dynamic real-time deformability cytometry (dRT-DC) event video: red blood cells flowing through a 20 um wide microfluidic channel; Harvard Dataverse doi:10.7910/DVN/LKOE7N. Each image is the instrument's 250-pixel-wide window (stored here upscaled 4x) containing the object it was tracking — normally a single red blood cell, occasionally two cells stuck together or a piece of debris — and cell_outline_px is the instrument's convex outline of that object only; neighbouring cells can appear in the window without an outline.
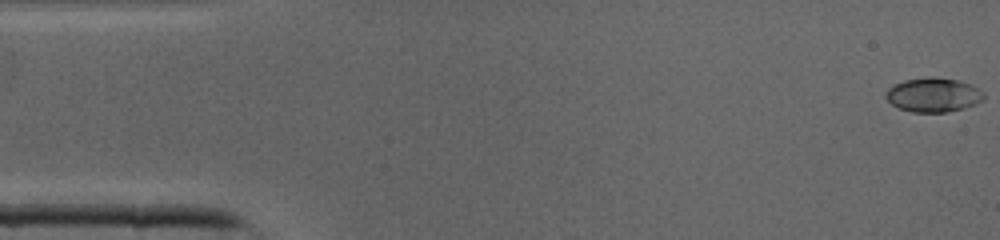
{"species": "common noctule bat (a hibernating species)", "species_latin": "Nyctalus noctula", "temperature_condition": "cold", "stored_images_in_passage": 42, "camera_frame_rate_fps": 3000, "um_per_image_px": 0.085, "animal": {"sex": "male", "body_mass_g": 19.0, "forearm_length_mm": 50.8}, "frame": {"image": 1, "passage_image": 1, "time_ms": 0.0, "image_size_px": [1000, 240], "cell_outline_px": [[984, 96], [976, 104], [964, 108], [948, 112], [912, 112], [900, 108], [892, 104], [884, 96], [888, 88], [892, 84], [904, 80], [928, 76], [932, 76], [956, 80], [968, 84], [976, 88]], "centroid_in_image_um": [79.26, 8.06], "position_along_channel_um": 5.7, "area_um2": 19.36}}
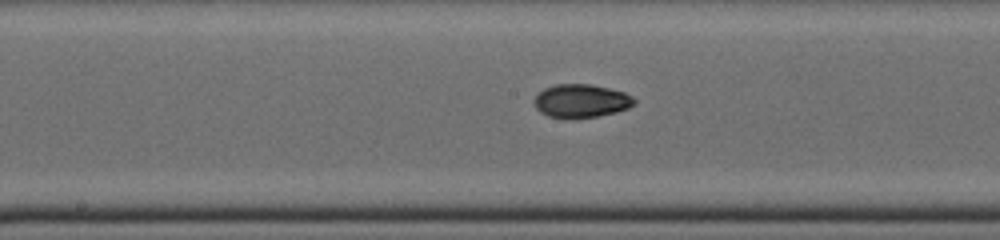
{"frame": {"image": 2, "passage_image": 21, "time_ms": 6.667, "image_size_px": [1000, 240], "cell_outline_px": [[636, 104], [628, 108], [616, 112], [596, 116], [548, 116], [540, 112], [536, 108], [532, 100], [544, 88], [556, 84], [592, 84], [624, 92], [632, 96], [636, 100]], "centroid_in_image_um": [49.41, 8.54], "position_along_channel_um": 198.8, "area_um2": 19.07}}
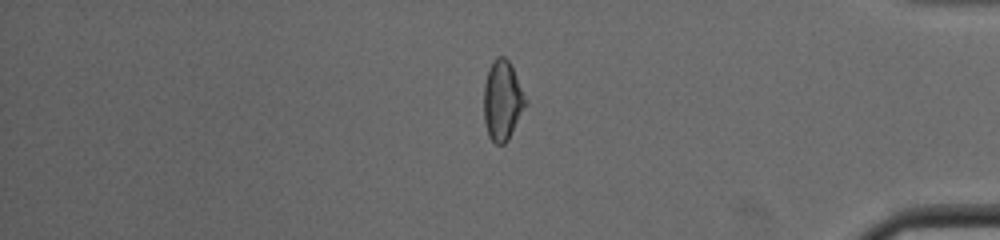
{"frame": {"image": 3, "passage_image": 35, "time_ms": 11.333, "image_size_px": [1000, 240], "cell_outline_px": [[528, 104], [508, 140], [504, 144], [496, 144], [488, 136], [484, 120], [484, 84], [492, 60], [496, 56], [504, 56], [508, 60], [528, 100]], "centroid_in_image_um": [42.72, 8.56], "position_along_channel_um": 392.5, "area_um2": 19.54}}